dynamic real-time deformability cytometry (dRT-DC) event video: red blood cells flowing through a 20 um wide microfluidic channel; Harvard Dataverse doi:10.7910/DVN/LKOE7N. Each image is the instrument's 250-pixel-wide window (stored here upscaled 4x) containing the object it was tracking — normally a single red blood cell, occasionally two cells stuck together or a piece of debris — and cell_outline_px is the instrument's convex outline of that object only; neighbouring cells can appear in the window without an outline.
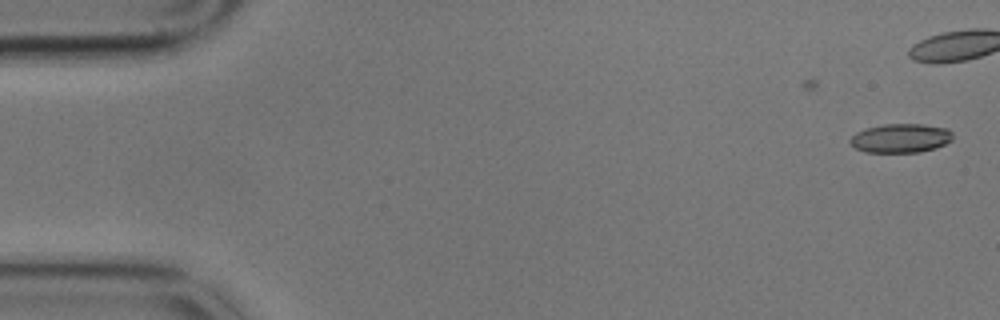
{"species": "common noctule bat (a hibernating species)", "species_latin": "Nyctalus noctula", "temperature_condition": "cold", "stored_images_in_passage": 17, "camera_frame_rate_fps": 3000, "um_per_image_px": 0.085, "animal": {"sex": "male", "body_mass_g": 17.9}, "frame": {"image": 1, "passage_image": 1, "time_ms": 0.0, "image_size_px": [1000, 320], "cell_outline_px": [[952, 140], [936, 148], [920, 152], [864, 152], [856, 148], [848, 140], [856, 132], [864, 128], [884, 124], [924, 124], [948, 128], [952, 132]], "centroid_in_image_um": [76.56, 11.74], "position_along_channel_um": 8.4, "area_um2": 17.46}}